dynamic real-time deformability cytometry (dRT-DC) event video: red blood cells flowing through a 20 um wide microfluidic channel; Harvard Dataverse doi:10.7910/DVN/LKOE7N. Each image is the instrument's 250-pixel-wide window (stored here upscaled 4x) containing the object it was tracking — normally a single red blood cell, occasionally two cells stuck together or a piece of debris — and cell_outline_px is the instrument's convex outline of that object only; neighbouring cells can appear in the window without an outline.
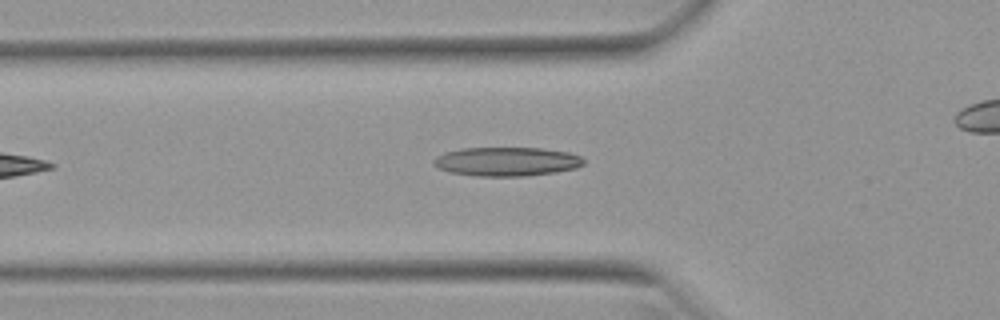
{"species": "Egyptian fruit bat (a non-hibernating species)", "species_latin": "Rousettus aegyptiacus", "temperature_condition": "warm", "stored_images_in_passage": 37, "camera_frame_rate_fps": 3000, "um_per_image_px": 0.085, "animal": {"sex": "female"}, "frame": {"image": 1, "passage_image": 6, "time_ms": 1.667, "image_size_px": [1000, 320], "cell_outline_px": [[584, 164], [576, 168], [556, 172], [524, 176], [476, 176], [448, 172], [432, 164], [432, 160], [436, 156], [444, 152], [460, 148], [540, 148], [568, 152], [580, 156], [584, 160]], "centroid_in_image_um": [43.03, 13.73], "position_along_channel_um": 82.8, "area_um2": 25.43}}
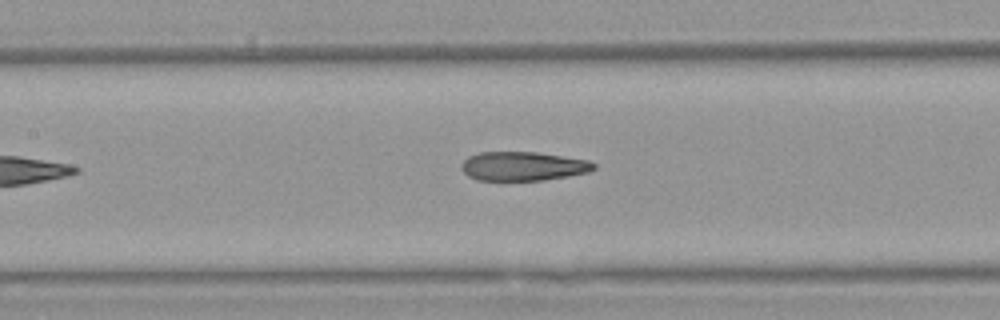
{"frame": {"image": 2, "passage_image": 12, "time_ms": 3.667, "image_size_px": [1000, 320], "cell_outline_px": [[596, 168], [588, 172], [568, 176], [544, 180], [476, 180], [468, 176], [460, 168], [460, 164], [468, 156], [480, 152], [536, 152], [588, 160], [596, 164]], "centroid_in_image_um": [44.43, 14.12], "position_along_channel_um": 163.0, "area_um2": 22.43}}
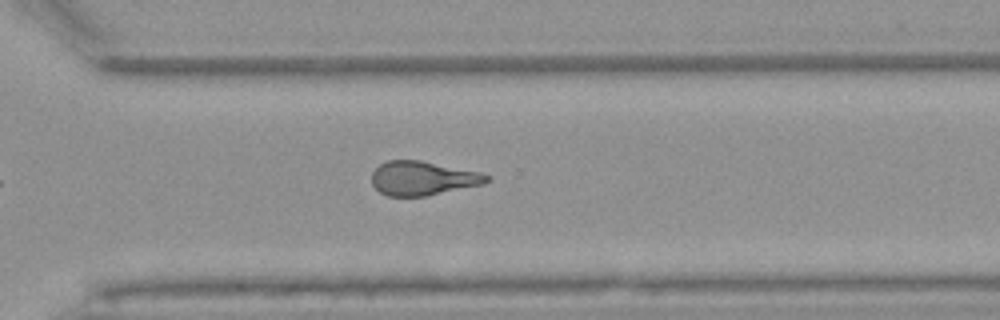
{"frame": {"image": 3, "passage_image": 25, "time_ms": 8.0, "image_size_px": [1000, 320], "cell_outline_px": [[488, 180], [484, 184], [428, 196], [388, 196], [380, 192], [372, 184], [372, 172], [380, 164], [388, 160], [420, 160], [480, 172], [488, 176]], "centroid_in_image_um": [35.92, 15.16], "position_along_channel_um": 334.7, "area_um2": 22.77}, "authors_computed_cell_mechanics": {"area_um2": 23.2356, "velocity_mm_per_s": 3.9767, "shape_relaxation_time_tau1_ms": null, "shape_relaxation_time_tau2_ms": 2.5397, "deformation_change_tau1": null, "deformation_change_tau2": 0.1234}}